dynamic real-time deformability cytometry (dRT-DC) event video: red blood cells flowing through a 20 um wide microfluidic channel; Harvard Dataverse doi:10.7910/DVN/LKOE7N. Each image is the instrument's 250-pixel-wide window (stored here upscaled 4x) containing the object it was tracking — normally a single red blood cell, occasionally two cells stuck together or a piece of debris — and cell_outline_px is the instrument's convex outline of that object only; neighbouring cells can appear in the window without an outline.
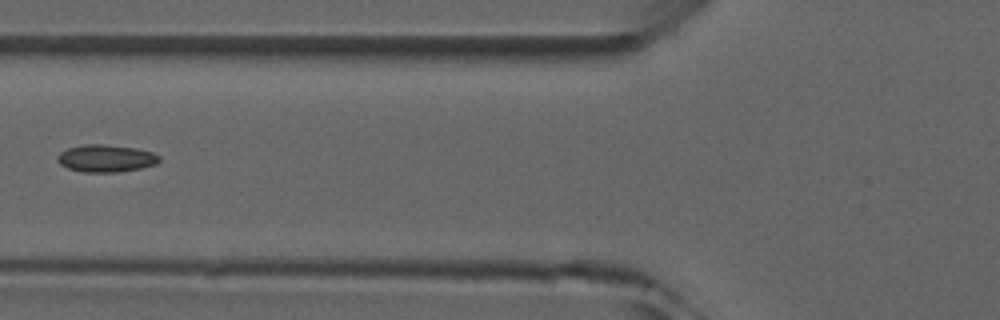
{"species": "common noctule bat (a hibernating species)", "species_latin": "Nyctalus noctula", "temperature_condition": "room temperature", "stored_images_in_passage": 4, "camera_frame_rate_fps": 3000, "um_per_image_px": 0.085, "animal": {"sex": "male", "forearm_length_mm": 52.5}, "frame": {"image": 1, "passage_image": 4, "time_ms": 4.333, "image_size_px": [1000, 320], "cell_outline_px": [[160, 160], [156, 164], [140, 168], [116, 172], [84, 172], [68, 168], [60, 164], [56, 160], [56, 156], [60, 152], [68, 148], [84, 144], [104, 144], [136, 148], [152, 152], [160, 156]], "centroid_in_image_um": [8.99, 13.45], "position_along_channel_um": 116.8, "area_um2": 16.24}}